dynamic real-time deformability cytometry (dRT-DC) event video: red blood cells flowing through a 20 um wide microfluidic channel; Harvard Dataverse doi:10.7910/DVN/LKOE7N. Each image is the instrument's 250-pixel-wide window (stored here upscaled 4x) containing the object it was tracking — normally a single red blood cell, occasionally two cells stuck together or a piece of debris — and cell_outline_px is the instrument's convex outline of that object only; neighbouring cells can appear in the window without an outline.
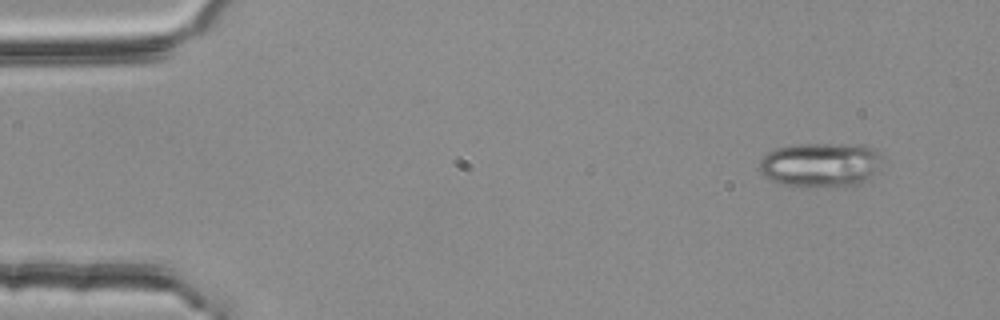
{"species": "common noctule bat (a hibernating species)", "species_latin": "Nyctalus noctula", "temperature_condition": "room temperature", "stored_images_in_passage": 49, "segment_of_instrument_passage": [1, 2], "camera_frame_rate_fps": 3000, "um_per_image_px": 0.085, "animal": {"sex": "female", "body_mass_g": 25.1}, "frame": {"image": 1, "passage_image": 1, "time_ms": 0.0, "image_size_px": [1000, 320], "cell_outline_px": [[876, 168], [868, 180], [860, 184], [788, 184], [772, 180], [764, 176], [760, 172], [760, 160], [768, 152], [776, 148], [800, 144], [860, 144], [872, 148], [876, 152]], "centroid_in_image_um": [69.68, 13.95], "position_along_channel_um": 15.3, "area_um2": 30.23}}